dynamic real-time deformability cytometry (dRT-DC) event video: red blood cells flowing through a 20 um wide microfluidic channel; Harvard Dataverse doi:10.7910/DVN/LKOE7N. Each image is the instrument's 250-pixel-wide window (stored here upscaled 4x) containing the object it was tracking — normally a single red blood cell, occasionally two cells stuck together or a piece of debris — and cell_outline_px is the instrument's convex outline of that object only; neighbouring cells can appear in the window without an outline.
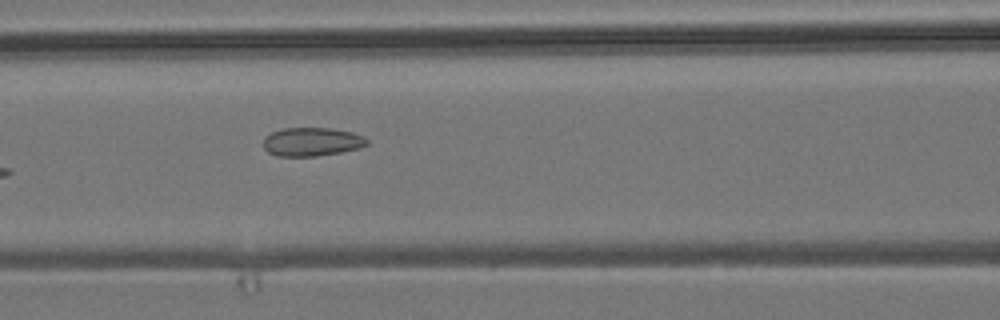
{"species": "common noctule bat (a hibernating species)", "species_latin": "Nyctalus noctula", "temperature_condition": "room temperature", "stored_images_in_passage": 7, "camera_frame_rate_fps": 3000, "um_per_image_px": 0.085, "animal": {"sex": "male", "body_mass_g": 19.2, "forearm_length_mm": 51.8}, "frame": {"image": 1, "passage_image": 7, "time_ms": 2.0, "image_size_px": [1000, 320], "cell_outline_px": [[368, 144], [360, 148], [340, 152], [316, 156], [276, 156], [268, 152], [264, 148], [264, 136], [272, 132], [284, 128], [332, 128], [352, 132], [364, 136], [368, 140]], "centroid_in_image_um": [26.51, 12.05], "position_along_channel_um": 140.1, "area_um2": 17.34}}